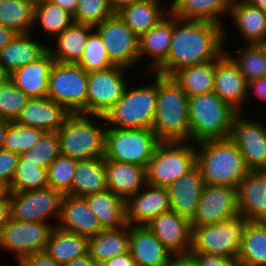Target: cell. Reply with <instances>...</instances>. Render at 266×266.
<instances>
[{"label":"cell","mask_w":266,"mask_h":266,"mask_svg":"<svg viewBox=\"0 0 266 266\" xmlns=\"http://www.w3.org/2000/svg\"><path fill=\"white\" fill-rule=\"evenodd\" d=\"M143 0H110L111 8L115 14L121 11L123 8L130 6L136 2Z\"/></svg>","instance_id":"94428289"},{"label":"cell","mask_w":266,"mask_h":266,"mask_svg":"<svg viewBox=\"0 0 266 266\" xmlns=\"http://www.w3.org/2000/svg\"><path fill=\"white\" fill-rule=\"evenodd\" d=\"M60 155V139L57 132H44L35 146L21 154L26 162L36 164V167L48 168Z\"/></svg>","instance_id":"ee69618b"},{"label":"cell","mask_w":266,"mask_h":266,"mask_svg":"<svg viewBox=\"0 0 266 266\" xmlns=\"http://www.w3.org/2000/svg\"><path fill=\"white\" fill-rule=\"evenodd\" d=\"M172 40V13L139 37V61L149 55L153 60L147 69L154 72L167 58Z\"/></svg>","instance_id":"83f0119b"},{"label":"cell","mask_w":266,"mask_h":266,"mask_svg":"<svg viewBox=\"0 0 266 266\" xmlns=\"http://www.w3.org/2000/svg\"><path fill=\"white\" fill-rule=\"evenodd\" d=\"M129 252L136 266H166L173 255L146 225H130Z\"/></svg>","instance_id":"cb8c5ba5"},{"label":"cell","mask_w":266,"mask_h":266,"mask_svg":"<svg viewBox=\"0 0 266 266\" xmlns=\"http://www.w3.org/2000/svg\"><path fill=\"white\" fill-rule=\"evenodd\" d=\"M130 225L119 228L103 229L88 237V254L102 264L111 257L129 251Z\"/></svg>","instance_id":"1f68e13d"},{"label":"cell","mask_w":266,"mask_h":266,"mask_svg":"<svg viewBox=\"0 0 266 266\" xmlns=\"http://www.w3.org/2000/svg\"><path fill=\"white\" fill-rule=\"evenodd\" d=\"M10 73L6 70V68L0 63V85L4 84L10 79Z\"/></svg>","instance_id":"be15d7a7"},{"label":"cell","mask_w":266,"mask_h":266,"mask_svg":"<svg viewBox=\"0 0 266 266\" xmlns=\"http://www.w3.org/2000/svg\"><path fill=\"white\" fill-rule=\"evenodd\" d=\"M17 34L13 29L0 25V50L10 43Z\"/></svg>","instance_id":"680465c9"},{"label":"cell","mask_w":266,"mask_h":266,"mask_svg":"<svg viewBox=\"0 0 266 266\" xmlns=\"http://www.w3.org/2000/svg\"><path fill=\"white\" fill-rule=\"evenodd\" d=\"M91 116L102 119L103 126L95 125ZM106 128L101 115L70 113L57 131L60 154L76 160L104 157Z\"/></svg>","instance_id":"5b68a950"},{"label":"cell","mask_w":266,"mask_h":266,"mask_svg":"<svg viewBox=\"0 0 266 266\" xmlns=\"http://www.w3.org/2000/svg\"><path fill=\"white\" fill-rule=\"evenodd\" d=\"M31 1H34L36 3V2H39V1H42V0H31Z\"/></svg>","instance_id":"003e7915"},{"label":"cell","mask_w":266,"mask_h":266,"mask_svg":"<svg viewBox=\"0 0 266 266\" xmlns=\"http://www.w3.org/2000/svg\"><path fill=\"white\" fill-rule=\"evenodd\" d=\"M101 266H136L131 253L128 251L125 254L111 257L103 262Z\"/></svg>","instance_id":"db71d44e"},{"label":"cell","mask_w":266,"mask_h":266,"mask_svg":"<svg viewBox=\"0 0 266 266\" xmlns=\"http://www.w3.org/2000/svg\"><path fill=\"white\" fill-rule=\"evenodd\" d=\"M224 53L233 61L240 70L247 82L266 76L265 43L245 44L244 48L236 52V57H232L230 51Z\"/></svg>","instance_id":"ab89813d"},{"label":"cell","mask_w":266,"mask_h":266,"mask_svg":"<svg viewBox=\"0 0 266 266\" xmlns=\"http://www.w3.org/2000/svg\"><path fill=\"white\" fill-rule=\"evenodd\" d=\"M248 91H252L262 100H266V76L259 77L248 82Z\"/></svg>","instance_id":"11a10c76"},{"label":"cell","mask_w":266,"mask_h":266,"mask_svg":"<svg viewBox=\"0 0 266 266\" xmlns=\"http://www.w3.org/2000/svg\"><path fill=\"white\" fill-rule=\"evenodd\" d=\"M195 261L196 266H236L235 262L221 255L189 252Z\"/></svg>","instance_id":"f907efd6"},{"label":"cell","mask_w":266,"mask_h":266,"mask_svg":"<svg viewBox=\"0 0 266 266\" xmlns=\"http://www.w3.org/2000/svg\"><path fill=\"white\" fill-rule=\"evenodd\" d=\"M108 190L126 200L147 184L146 167L105 160Z\"/></svg>","instance_id":"484cf974"},{"label":"cell","mask_w":266,"mask_h":266,"mask_svg":"<svg viewBox=\"0 0 266 266\" xmlns=\"http://www.w3.org/2000/svg\"><path fill=\"white\" fill-rule=\"evenodd\" d=\"M49 1H51L56 5H59L65 11L70 13L72 16L74 15V12L78 4V0H49Z\"/></svg>","instance_id":"91938a15"},{"label":"cell","mask_w":266,"mask_h":266,"mask_svg":"<svg viewBox=\"0 0 266 266\" xmlns=\"http://www.w3.org/2000/svg\"><path fill=\"white\" fill-rule=\"evenodd\" d=\"M47 169L36 167L19 156L15 175L8 192H25L49 187Z\"/></svg>","instance_id":"b9f144b4"},{"label":"cell","mask_w":266,"mask_h":266,"mask_svg":"<svg viewBox=\"0 0 266 266\" xmlns=\"http://www.w3.org/2000/svg\"><path fill=\"white\" fill-rule=\"evenodd\" d=\"M55 60L47 50L40 58L15 70L10 79L30 98L47 97L49 74Z\"/></svg>","instance_id":"d4e9b609"},{"label":"cell","mask_w":266,"mask_h":266,"mask_svg":"<svg viewBox=\"0 0 266 266\" xmlns=\"http://www.w3.org/2000/svg\"><path fill=\"white\" fill-rule=\"evenodd\" d=\"M153 83L124 90L122 97L103 117L106 126L119 129H151L156 115L157 73ZM116 125V126H114Z\"/></svg>","instance_id":"8992f818"},{"label":"cell","mask_w":266,"mask_h":266,"mask_svg":"<svg viewBox=\"0 0 266 266\" xmlns=\"http://www.w3.org/2000/svg\"><path fill=\"white\" fill-rule=\"evenodd\" d=\"M10 218V198L9 192L6 190L0 196V233L2 228Z\"/></svg>","instance_id":"f5cc1de1"},{"label":"cell","mask_w":266,"mask_h":266,"mask_svg":"<svg viewBox=\"0 0 266 266\" xmlns=\"http://www.w3.org/2000/svg\"><path fill=\"white\" fill-rule=\"evenodd\" d=\"M103 229L125 226V200L108 189L83 197Z\"/></svg>","instance_id":"836d02e7"},{"label":"cell","mask_w":266,"mask_h":266,"mask_svg":"<svg viewBox=\"0 0 266 266\" xmlns=\"http://www.w3.org/2000/svg\"><path fill=\"white\" fill-rule=\"evenodd\" d=\"M37 21L53 39L74 22L70 13L49 0L35 3L34 23Z\"/></svg>","instance_id":"60d3db41"},{"label":"cell","mask_w":266,"mask_h":266,"mask_svg":"<svg viewBox=\"0 0 266 266\" xmlns=\"http://www.w3.org/2000/svg\"><path fill=\"white\" fill-rule=\"evenodd\" d=\"M6 191L4 187L0 185V196Z\"/></svg>","instance_id":"03108f58"},{"label":"cell","mask_w":266,"mask_h":266,"mask_svg":"<svg viewBox=\"0 0 266 266\" xmlns=\"http://www.w3.org/2000/svg\"><path fill=\"white\" fill-rule=\"evenodd\" d=\"M214 76L215 61L186 66L172 75L188 97L212 92Z\"/></svg>","instance_id":"74e56055"},{"label":"cell","mask_w":266,"mask_h":266,"mask_svg":"<svg viewBox=\"0 0 266 266\" xmlns=\"http://www.w3.org/2000/svg\"><path fill=\"white\" fill-rule=\"evenodd\" d=\"M189 97L172 76L157 74L152 130L160 141H190Z\"/></svg>","instance_id":"7a4b0ae2"},{"label":"cell","mask_w":266,"mask_h":266,"mask_svg":"<svg viewBox=\"0 0 266 266\" xmlns=\"http://www.w3.org/2000/svg\"><path fill=\"white\" fill-rule=\"evenodd\" d=\"M54 225L24 222L11 217L0 233V247L12 251L20 262L24 257L45 251Z\"/></svg>","instance_id":"8fae6325"},{"label":"cell","mask_w":266,"mask_h":266,"mask_svg":"<svg viewBox=\"0 0 266 266\" xmlns=\"http://www.w3.org/2000/svg\"><path fill=\"white\" fill-rule=\"evenodd\" d=\"M69 114L63 105L48 97L30 98L14 122L45 132H57Z\"/></svg>","instance_id":"44dd1931"},{"label":"cell","mask_w":266,"mask_h":266,"mask_svg":"<svg viewBox=\"0 0 266 266\" xmlns=\"http://www.w3.org/2000/svg\"><path fill=\"white\" fill-rule=\"evenodd\" d=\"M166 266H196L193 256L188 254L172 255Z\"/></svg>","instance_id":"9f6ffc18"},{"label":"cell","mask_w":266,"mask_h":266,"mask_svg":"<svg viewBox=\"0 0 266 266\" xmlns=\"http://www.w3.org/2000/svg\"><path fill=\"white\" fill-rule=\"evenodd\" d=\"M114 14L110 0H78L72 17L76 23L95 26Z\"/></svg>","instance_id":"c3c4849f"},{"label":"cell","mask_w":266,"mask_h":266,"mask_svg":"<svg viewBox=\"0 0 266 266\" xmlns=\"http://www.w3.org/2000/svg\"><path fill=\"white\" fill-rule=\"evenodd\" d=\"M19 264L20 266H65L57 263L45 251L26 256Z\"/></svg>","instance_id":"816d5d0a"},{"label":"cell","mask_w":266,"mask_h":266,"mask_svg":"<svg viewBox=\"0 0 266 266\" xmlns=\"http://www.w3.org/2000/svg\"><path fill=\"white\" fill-rule=\"evenodd\" d=\"M65 266H101L100 263L95 261L88 253L74 258L72 261L68 262Z\"/></svg>","instance_id":"6f0895ef"},{"label":"cell","mask_w":266,"mask_h":266,"mask_svg":"<svg viewBox=\"0 0 266 266\" xmlns=\"http://www.w3.org/2000/svg\"><path fill=\"white\" fill-rule=\"evenodd\" d=\"M88 73L74 63L54 62L49 74L47 97L70 113L86 114Z\"/></svg>","instance_id":"9c48e42d"},{"label":"cell","mask_w":266,"mask_h":266,"mask_svg":"<svg viewBox=\"0 0 266 266\" xmlns=\"http://www.w3.org/2000/svg\"><path fill=\"white\" fill-rule=\"evenodd\" d=\"M248 82L233 63V61L223 53L215 61V76L213 92L222 101L230 104L238 112L248 97ZM241 105V106H240Z\"/></svg>","instance_id":"d6986e66"},{"label":"cell","mask_w":266,"mask_h":266,"mask_svg":"<svg viewBox=\"0 0 266 266\" xmlns=\"http://www.w3.org/2000/svg\"><path fill=\"white\" fill-rule=\"evenodd\" d=\"M114 65L88 73L86 114L103 116L122 97L126 88L124 69Z\"/></svg>","instance_id":"5bb4252c"},{"label":"cell","mask_w":266,"mask_h":266,"mask_svg":"<svg viewBox=\"0 0 266 266\" xmlns=\"http://www.w3.org/2000/svg\"><path fill=\"white\" fill-rule=\"evenodd\" d=\"M30 97L9 79L0 85V119L15 121Z\"/></svg>","instance_id":"7dc6e473"},{"label":"cell","mask_w":266,"mask_h":266,"mask_svg":"<svg viewBox=\"0 0 266 266\" xmlns=\"http://www.w3.org/2000/svg\"><path fill=\"white\" fill-rule=\"evenodd\" d=\"M188 141H161L146 167L147 183L168 187L196 165V147Z\"/></svg>","instance_id":"52a82bcc"},{"label":"cell","mask_w":266,"mask_h":266,"mask_svg":"<svg viewBox=\"0 0 266 266\" xmlns=\"http://www.w3.org/2000/svg\"><path fill=\"white\" fill-rule=\"evenodd\" d=\"M266 12V0H246Z\"/></svg>","instance_id":"e7e4bbea"},{"label":"cell","mask_w":266,"mask_h":266,"mask_svg":"<svg viewBox=\"0 0 266 266\" xmlns=\"http://www.w3.org/2000/svg\"><path fill=\"white\" fill-rule=\"evenodd\" d=\"M77 64L87 73L106 70L114 66L97 31L94 30L89 34L83 55Z\"/></svg>","instance_id":"7bdbcfd3"},{"label":"cell","mask_w":266,"mask_h":266,"mask_svg":"<svg viewBox=\"0 0 266 266\" xmlns=\"http://www.w3.org/2000/svg\"><path fill=\"white\" fill-rule=\"evenodd\" d=\"M245 221L237 215L221 223L192 227L190 252L221 255L236 262Z\"/></svg>","instance_id":"30bf717a"},{"label":"cell","mask_w":266,"mask_h":266,"mask_svg":"<svg viewBox=\"0 0 266 266\" xmlns=\"http://www.w3.org/2000/svg\"><path fill=\"white\" fill-rule=\"evenodd\" d=\"M45 252L57 263L66 265L88 253V237L53 227Z\"/></svg>","instance_id":"d590c367"},{"label":"cell","mask_w":266,"mask_h":266,"mask_svg":"<svg viewBox=\"0 0 266 266\" xmlns=\"http://www.w3.org/2000/svg\"><path fill=\"white\" fill-rule=\"evenodd\" d=\"M236 266H266V222L245 221Z\"/></svg>","instance_id":"d6a6232c"},{"label":"cell","mask_w":266,"mask_h":266,"mask_svg":"<svg viewBox=\"0 0 266 266\" xmlns=\"http://www.w3.org/2000/svg\"><path fill=\"white\" fill-rule=\"evenodd\" d=\"M101 36L111 62L131 68L139 62V37L114 14L94 26Z\"/></svg>","instance_id":"4fadbf2b"},{"label":"cell","mask_w":266,"mask_h":266,"mask_svg":"<svg viewBox=\"0 0 266 266\" xmlns=\"http://www.w3.org/2000/svg\"><path fill=\"white\" fill-rule=\"evenodd\" d=\"M10 124L11 121L0 119V149H2L3 147L4 139L7 134V129Z\"/></svg>","instance_id":"6125c7cd"},{"label":"cell","mask_w":266,"mask_h":266,"mask_svg":"<svg viewBox=\"0 0 266 266\" xmlns=\"http://www.w3.org/2000/svg\"><path fill=\"white\" fill-rule=\"evenodd\" d=\"M125 210L128 225H146L154 217L170 210L168 190L147 183L125 200Z\"/></svg>","instance_id":"e0dca14e"},{"label":"cell","mask_w":266,"mask_h":266,"mask_svg":"<svg viewBox=\"0 0 266 266\" xmlns=\"http://www.w3.org/2000/svg\"><path fill=\"white\" fill-rule=\"evenodd\" d=\"M197 144L196 165L205 184L237 187L250 171L240 149L230 138L204 140Z\"/></svg>","instance_id":"3957f363"},{"label":"cell","mask_w":266,"mask_h":266,"mask_svg":"<svg viewBox=\"0 0 266 266\" xmlns=\"http://www.w3.org/2000/svg\"><path fill=\"white\" fill-rule=\"evenodd\" d=\"M58 228L86 237L103 230L97 216L90 210L83 197L63 194L60 205Z\"/></svg>","instance_id":"603a6c76"},{"label":"cell","mask_w":266,"mask_h":266,"mask_svg":"<svg viewBox=\"0 0 266 266\" xmlns=\"http://www.w3.org/2000/svg\"><path fill=\"white\" fill-rule=\"evenodd\" d=\"M45 131L11 122L2 149L19 155L31 150Z\"/></svg>","instance_id":"f6af8a7d"},{"label":"cell","mask_w":266,"mask_h":266,"mask_svg":"<svg viewBox=\"0 0 266 266\" xmlns=\"http://www.w3.org/2000/svg\"><path fill=\"white\" fill-rule=\"evenodd\" d=\"M19 154L0 149V185L6 190L12 184L13 177L16 172Z\"/></svg>","instance_id":"681fc988"},{"label":"cell","mask_w":266,"mask_h":266,"mask_svg":"<svg viewBox=\"0 0 266 266\" xmlns=\"http://www.w3.org/2000/svg\"><path fill=\"white\" fill-rule=\"evenodd\" d=\"M159 0H143L123 8L117 14L138 36L149 31L168 13L161 9Z\"/></svg>","instance_id":"8d00e7d4"},{"label":"cell","mask_w":266,"mask_h":266,"mask_svg":"<svg viewBox=\"0 0 266 266\" xmlns=\"http://www.w3.org/2000/svg\"><path fill=\"white\" fill-rule=\"evenodd\" d=\"M35 2L31 0H4L0 4V25L18 34H28L34 26Z\"/></svg>","instance_id":"f35d334b"},{"label":"cell","mask_w":266,"mask_h":266,"mask_svg":"<svg viewBox=\"0 0 266 266\" xmlns=\"http://www.w3.org/2000/svg\"><path fill=\"white\" fill-rule=\"evenodd\" d=\"M233 0H173L169 11L179 19L223 25V13L230 12ZM222 23V24H221Z\"/></svg>","instance_id":"4dcf8cb0"},{"label":"cell","mask_w":266,"mask_h":266,"mask_svg":"<svg viewBox=\"0 0 266 266\" xmlns=\"http://www.w3.org/2000/svg\"><path fill=\"white\" fill-rule=\"evenodd\" d=\"M244 115L239 112L235 116L229 138L240 149L249 170H266V126Z\"/></svg>","instance_id":"2e32d148"},{"label":"cell","mask_w":266,"mask_h":266,"mask_svg":"<svg viewBox=\"0 0 266 266\" xmlns=\"http://www.w3.org/2000/svg\"><path fill=\"white\" fill-rule=\"evenodd\" d=\"M230 16L248 44L266 43V12L246 0H233Z\"/></svg>","instance_id":"4316f807"},{"label":"cell","mask_w":266,"mask_h":266,"mask_svg":"<svg viewBox=\"0 0 266 266\" xmlns=\"http://www.w3.org/2000/svg\"><path fill=\"white\" fill-rule=\"evenodd\" d=\"M220 24L179 19L172 14V40L166 60L152 73L172 76L186 66L216 61L225 48ZM223 50V51H222Z\"/></svg>","instance_id":"6da1fadb"},{"label":"cell","mask_w":266,"mask_h":266,"mask_svg":"<svg viewBox=\"0 0 266 266\" xmlns=\"http://www.w3.org/2000/svg\"><path fill=\"white\" fill-rule=\"evenodd\" d=\"M160 142L152 129H119L107 126L104 159L147 167Z\"/></svg>","instance_id":"ba28073f"},{"label":"cell","mask_w":266,"mask_h":266,"mask_svg":"<svg viewBox=\"0 0 266 266\" xmlns=\"http://www.w3.org/2000/svg\"><path fill=\"white\" fill-rule=\"evenodd\" d=\"M63 194L51 187L25 192H9L10 217L24 222L48 223L60 216Z\"/></svg>","instance_id":"7c38bea8"},{"label":"cell","mask_w":266,"mask_h":266,"mask_svg":"<svg viewBox=\"0 0 266 266\" xmlns=\"http://www.w3.org/2000/svg\"><path fill=\"white\" fill-rule=\"evenodd\" d=\"M237 215V187L205 184L191 226L217 224Z\"/></svg>","instance_id":"9a60e30c"},{"label":"cell","mask_w":266,"mask_h":266,"mask_svg":"<svg viewBox=\"0 0 266 266\" xmlns=\"http://www.w3.org/2000/svg\"><path fill=\"white\" fill-rule=\"evenodd\" d=\"M190 140L201 142L229 138L239 113L213 91L189 97Z\"/></svg>","instance_id":"277c9868"},{"label":"cell","mask_w":266,"mask_h":266,"mask_svg":"<svg viewBox=\"0 0 266 266\" xmlns=\"http://www.w3.org/2000/svg\"><path fill=\"white\" fill-rule=\"evenodd\" d=\"M94 29L92 25L73 22L54 38L56 48L48 46V51L56 62L77 64L83 55L88 36Z\"/></svg>","instance_id":"f546056e"},{"label":"cell","mask_w":266,"mask_h":266,"mask_svg":"<svg viewBox=\"0 0 266 266\" xmlns=\"http://www.w3.org/2000/svg\"><path fill=\"white\" fill-rule=\"evenodd\" d=\"M204 186L201 171L195 165L179 180L167 187L170 210L191 221L195 216Z\"/></svg>","instance_id":"7402d4cb"},{"label":"cell","mask_w":266,"mask_h":266,"mask_svg":"<svg viewBox=\"0 0 266 266\" xmlns=\"http://www.w3.org/2000/svg\"><path fill=\"white\" fill-rule=\"evenodd\" d=\"M77 161L60 154L47 168L49 187L66 194L72 187Z\"/></svg>","instance_id":"bcb514c9"},{"label":"cell","mask_w":266,"mask_h":266,"mask_svg":"<svg viewBox=\"0 0 266 266\" xmlns=\"http://www.w3.org/2000/svg\"><path fill=\"white\" fill-rule=\"evenodd\" d=\"M239 215L266 222V170H250L237 186Z\"/></svg>","instance_id":"ffe728a7"},{"label":"cell","mask_w":266,"mask_h":266,"mask_svg":"<svg viewBox=\"0 0 266 266\" xmlns=\"http://www.w3.org/2000/svg\"><path fill=\"white\" fill-rule=\"evenodd\" d=\"M146 226L173 254H188L192 246L191 221L174 211L154 217Z\"/></svg>","instance_id":"ac0fdd59"},{"label":"cell","mask_w":266,"mask_h":266,"mask_svg":"<svg viewBox=\"0 0 266 266\" xmlns=\"http://www.w3.org/2000/svg\"><path fill=\"white\" fill-rule=\"evenodd\" d=\"M30 33L17 36L0 50V63L12 74L18 68L40 58L47 50L38 41H32Z\"/></svg>","instance_id":"e575fe53"},{"label":"cell","mask_w":266,"mask_h":266,"mask_svg":"<svg viewBox=\"0 0 266 266\" xmlns=\"http://www.w3.org/2000/svg\"><path fill=\"white\" fill-rule=\"evenodd\" d=\"M108 189L104 157L78 160L71 189L66 193L85 197Z\"/></svg>","instance_id":"f1b7e54d"}]
</instances>
